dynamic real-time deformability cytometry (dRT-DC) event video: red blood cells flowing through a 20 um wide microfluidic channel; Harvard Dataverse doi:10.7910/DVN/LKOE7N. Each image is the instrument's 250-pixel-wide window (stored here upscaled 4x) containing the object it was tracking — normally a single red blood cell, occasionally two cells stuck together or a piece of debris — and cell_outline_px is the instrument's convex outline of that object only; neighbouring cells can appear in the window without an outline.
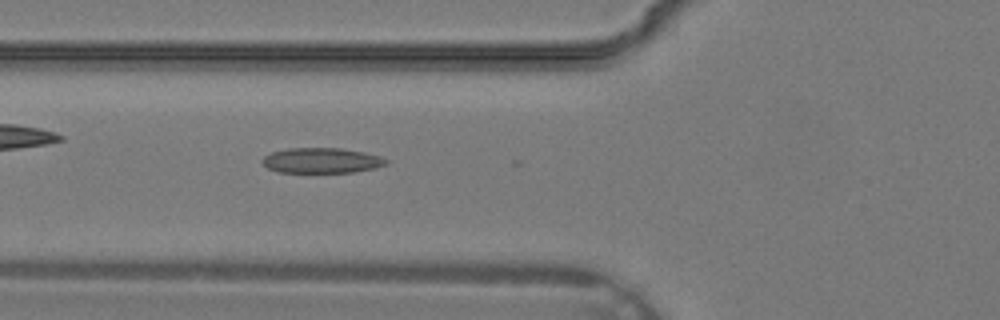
{"species": "common noctule bat (a hibernating species)", "species_latin": "Nyctalus noctula", "temperature_condition": "warm", "stored_images_in_passage": 24, "camera_frame_rate_fps": 3000, "um_per_image_px": 0.085, "animal": {"sex": "male", "body_mass_g": 19.2, "forearm_length_mm": 51.8}, "frame": {"image": 1, "passage_image": 6, "time_ms": 1.667, "image_size_px": [1000, 320], "cell_outline_px": [[388, 164], [376, 168], [352, 172], [276, 172], [268, 168], [260, 160], [264, 156], [272, 152], [288, 148], [340, 148], [364, 152], [380, 156], [388, 160]], "centroid_in_image_um": [27.34, 13.64], "position_along_channel_um": 98.5, "area_um2": 18.26}}
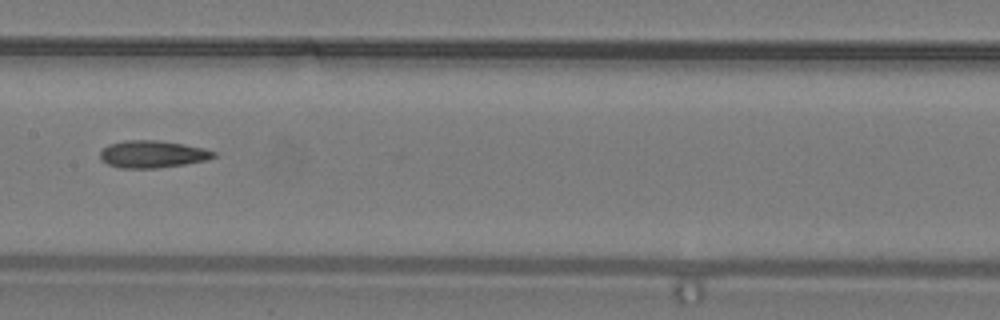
{"frame": {"image": 2, "passage_image": 11, "time_ms": 3.333, "image_size_px": [1000, 320], "cell_outline_px": [[216, 156], [204, 160], [184, 164], [156, 168], [120, 168], [108, 164], [100, 160], [100, 152], [108, 144], [124, 140], [156, 140], [184, 144], [204, 148], [216, 152]], "centroid_in_image_um": [12.93, 13.1], "position_along_channel_um": 194.5, "area_um2": 17.98}}
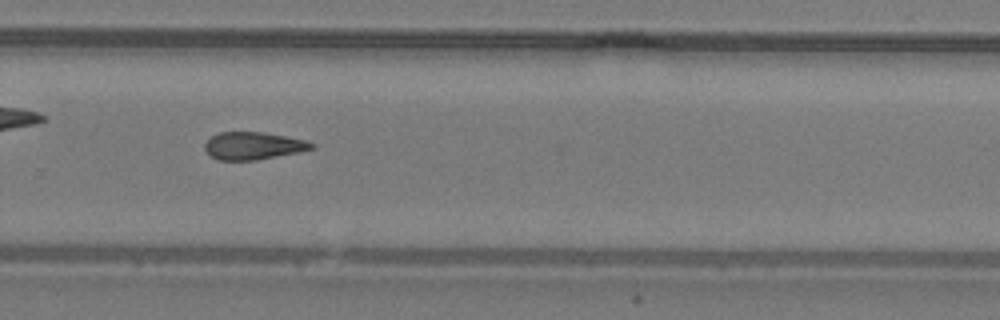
{"frame": {"image": 3, "passage_image": 17, "time_ms": 5.333, "image_size_px": [1000, 320], "cell_outline_px": [[316, 148], [300, 152], [256, 160], [216, 160], [204, 148], [204, 144], [212, 136], [220, 132], [264, 132], [304, 140], [316, 144]], "centroid_in_image_um": [21.55, 12.39], "position_along_channel_um": 308.3, "area_um2": 17.11}}